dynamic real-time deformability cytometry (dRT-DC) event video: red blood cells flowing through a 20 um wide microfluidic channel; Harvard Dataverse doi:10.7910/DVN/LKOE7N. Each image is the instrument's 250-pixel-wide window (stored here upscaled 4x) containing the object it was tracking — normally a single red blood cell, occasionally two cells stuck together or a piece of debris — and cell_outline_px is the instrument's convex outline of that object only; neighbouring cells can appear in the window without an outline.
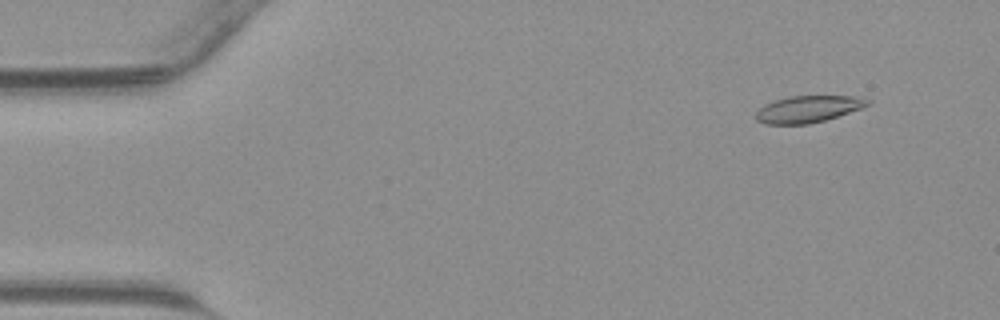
{"species": "common noctule bat (a hibernating species)", "species_latin": "Nyctalus noctula", "temperature_condition": "warm", "stored_images_in_passage": 12, "camera_frame_rate_fps": 3000, "um_per_image_px": 0.085, "animal": {"sex": "male", "body_mass_g": 23.1, "forearm_length_mm": 52.7}, "frame": {"image": 1, "passage_image": 4, "time_ms": 1.0, "image_size_px": [1000, 320], "cell_outline_px": [[872, 104], [824, 120], [808, 124], [764, 124], [756, 120], [756, 112], [764, 104], [788, 96], [856, 96], [872, 100]], "centroid_in_image_um": [68.68, 9.26], "position_along_channel_um": 16.3, "area_um2": 17.34}}